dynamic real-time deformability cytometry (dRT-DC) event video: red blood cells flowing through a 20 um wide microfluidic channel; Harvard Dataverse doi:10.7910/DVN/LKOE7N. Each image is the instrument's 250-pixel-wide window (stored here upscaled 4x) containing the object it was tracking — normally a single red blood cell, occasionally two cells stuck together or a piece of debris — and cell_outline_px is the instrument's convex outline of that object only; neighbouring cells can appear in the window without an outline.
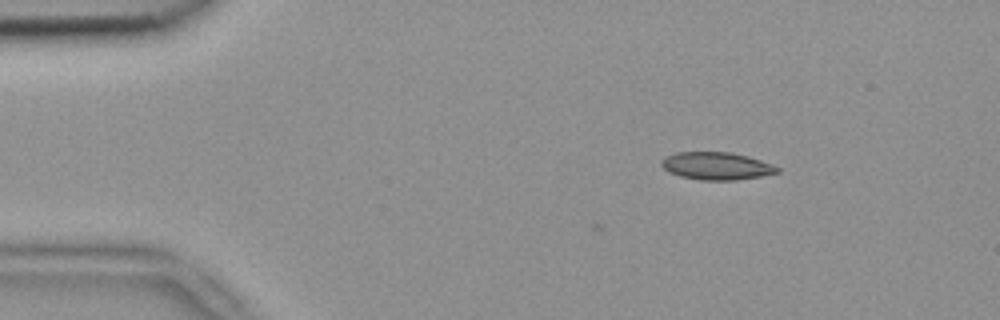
{"species": "common noctule bat (a hibernating species)", "species_latin": "Nyctalus noctula", "temperature_condition": "room temperature", "stored_images_in_passage": 46, "camera_frame_rate_fps": 3000, "um_per_image_px": 0.085, "animal": {"sex": "female", "body_mass_g": 18.4}, "frame": {"image": 1, "passage_image": 1, "time_ms": 0.0, "image_size_px": [1000, 320], "cell_outline_px": [[780, 172], [760, 176], [736, 180], [700, 180], [680, 176], [668, 172], [660, 164], [660, 160], [664, 156], [676, 152], [732, 152], [748, 156], [772, 164], [780, 168]], "centroid_in_image_um": [60.87, 14.1], "position_along_channel_um": 24.1, "area_um2": 18.79}}
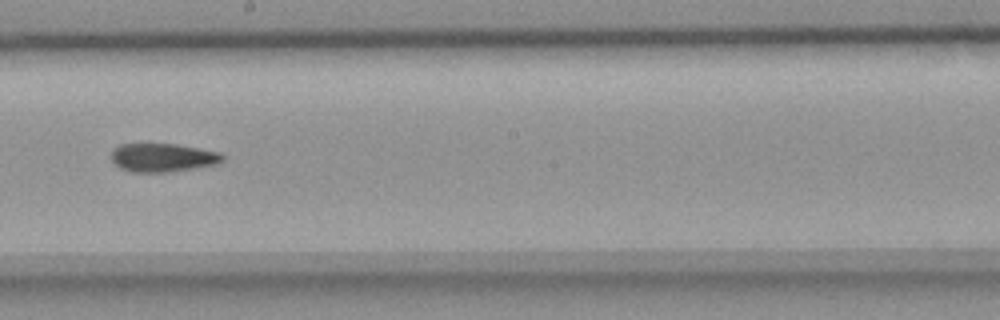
{"frame": {"image": 2, "passage_image": 23, "time_ms": 7.333, "image_size_px": [1000, 320], "cell_outline_px": [[224, 160], [216, 164], [168, 172], [132, 172], [120, 168], [112, 160], [112, 148], [120, 144], [176, 144], [220, 152], [224, 156]], "centroid_in_image_um": [13.82, 13.39], "position_along_channel_um": 234.4, "area_um2": 18.38}}
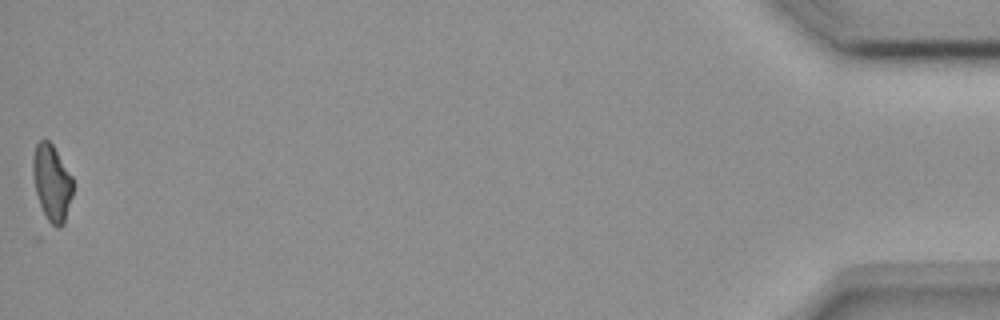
{"frame": {"image": 3, "passage_image": 46, "time_ms": 15.0, "image_size_px": [1000, 320], "cell_outline_px": [[72, 196], [64, 224], [60, 228], [48, 228], [36, 192], [32, 172], [32, 160], [36, 144], [40, 140], [48, 140], [52, 144], [72, 176]], "centroid_in_image_um": [4.4, 15.62], "position_along_channel_um": 430.8, "area_um2": 18.09}, "authors_computed_cell_mechanics": {"area_um2": 18.9295, "velocity_mm_per_s": 3.8279, "shape_relaxation_time_tau1_ms": 5.8765, "shape_relaxation_time_tau2_ms": 7.879, "deformation_change_tau1": 0.1547, "deformation_change_tau2": 0.1733}}